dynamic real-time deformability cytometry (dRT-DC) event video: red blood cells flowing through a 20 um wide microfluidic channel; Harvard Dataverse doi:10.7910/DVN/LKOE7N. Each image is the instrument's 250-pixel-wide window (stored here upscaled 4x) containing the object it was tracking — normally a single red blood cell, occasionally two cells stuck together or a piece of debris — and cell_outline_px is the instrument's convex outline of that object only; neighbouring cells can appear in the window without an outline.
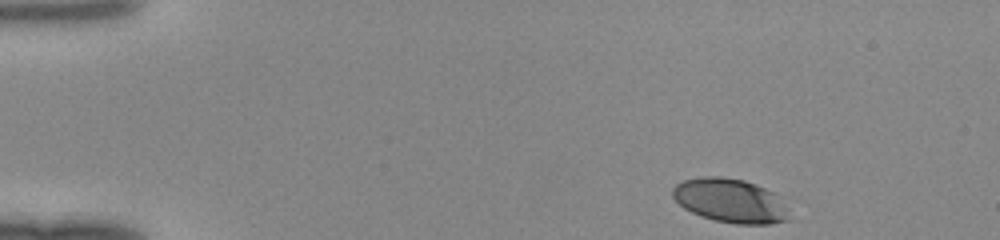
{"species": "human", "species_latin": "Homo sapiens", "temperature_condition": "room temperature", "stored_images_in_passage": 36, "camera_frame_rate_fps": 3000, "um_per_image_px": 0.085, "donor": {"sex": "female"}, "frame": {"image": 1, "passage_image": 1, "time_ms": 0.0, "image_size_px": [1000, 240], "cell_outline_px": [[792, 220], [768, 224], [736, 224], [716, 220], [700, 216], [684, 208], [672, 196], [672, 188], [676, 184], [684, 180], [704, 176], [720, 176], [744, 180], [756, 184], [772, 192], [788, 208]], "centroid_in_image_um": [62.09, 17.06], "position_along_channel_um": 22.9, "area_um2": 29.94}}
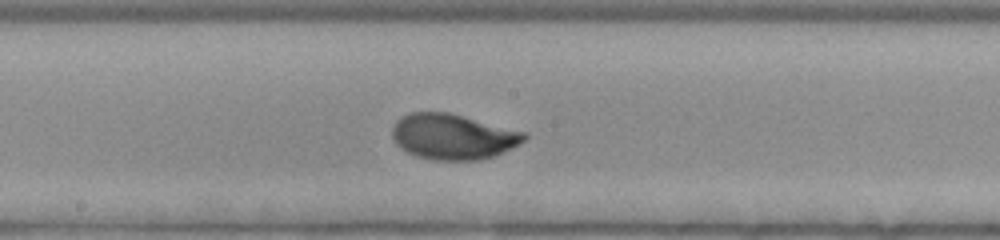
{"frame": {"image": 2, "passage_image": 21, "time_ms": 6.667, "image_size_px": [1000, 240], "cell_outline_px": [[528, 136], [520, 144], [496, 156], [480, 160], [432, 160], [416, 156], [400, 148], [396, 144], [392, 136], [392, 128], [396, 120], [412, 112], [448, 112], [524, 132]], "centroid_in_image_um": [38.49, 11.63], "position_along_channel_um": 209.7, "area_um2": 34.97}}
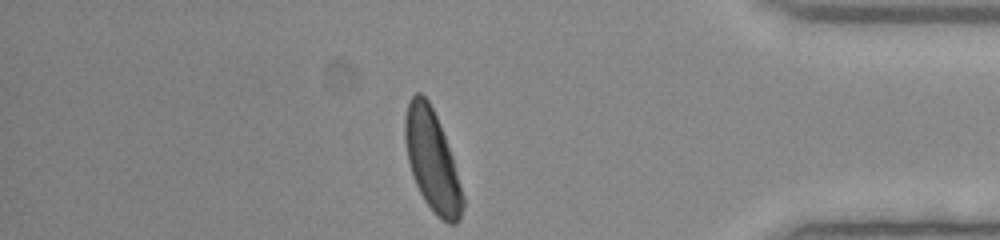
{"frame": {"image": 3, "passage_image": 36, "time_ms": 11.667, "image_size_px": [1000, 240], "cell_outline_px": [[464, 204], [460, 220], [456, 224], [448, 224], [436, 216], [424, 200], [416, 184], [408, 160], [404, 140], [404, 116], [408, 104], [412, 96], [416, 92], [420, 92], [428, 100], [436, 116], [452, 156], [464, 196]], "centroid_in_image_um": [36.73, 13.69], "position_along_channel_um": 398.5, "area_um2": 33.76}}